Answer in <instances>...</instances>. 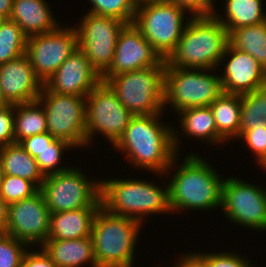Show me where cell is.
I'll return each mask as SVG.
<instances>
[{
    "instance_id": "1",
    "label": "cell",
    "mask_w": 266,
    "mask_h": 267,
    "mask_svg": "<svg viewBox=\"0 0 266 267\" xmlns=\"http://www.w3.org/2000/svg\"><path fill=\"white\" fill-rule=\"evenodd\" d=\"M160 114L133 116L114 147L125 152L130 163L156 173H167L173 166L179 133L159 122ZM176 133H175V132ZM178 143V144H177ZM177 149V150H176Z\"/></svg>"
},
{
    "instance_id": "2",
    "label": "cell",
    "mask_w": 266,
    "mask_h": 267,
    "mask_svg": "<svg viewBox=\"0 0 266 267\" xmlns=\"http://www.w3.org/2000/svg\"><path fill=\"white\" fill-rule=\"evenodd\" d=\"M175 50L166 64L180 68L208 69L218 67L229 43L228 32L212 14L190 17Z\"/></svg>"
},
{
    "instance_id": "3",
    "label": "cell",
    "mask_w": 266,
    "mask_h": 267,
    "mask_svg": "<svg viewBox=\"0 0 266 267\" xmlns=\"http://www.w3.org/2000/svg\"><path fill=\"white\" fill-rule=\"evenodd\" d=\"M175 172L168 183L171 211L221 207L224 179L202 157L187 156Z\"/></svg>"
},
{
    "instance_id": "4",
    "label": "cell",
    "mask_w": 266,
    "mask_h": 267,
    "mask_svg": "<svg viewBox=\"0 0 266 267\" xmlns=\"http://www.w3.org/2000/svg\"><path fill=\"white\" fill-rule=\"evenodd\" d=\"M100 182L101 206L112 214L142 223V218L149 213L171 212L168 186L162 190L149 181L139 179H106Z\"/></svg>"
},
{
    "instance_id": "5",
    "label": "cell",
    "mask_w": 266,
    "mask_h": 267,
    "mask_svg": "<svg viewBox=\"0 0 266 267\" xmlns=\"http://www.w3.org/2000/svg\"><path fill=\"white\" fill-rule=\"evenodd\" d=\"M142 223L108 212L100 206L91 228L98 267H132Z\"/></svg>"
},
{
    "instance_id": "6",
    "label": "cell",
    "mask_w": 266,
    "mask_h": 267,
    "mask_svg": "<svg viewBox=\"0 0 266 267\" xmlns=\"http://www.w3.org/2000/svg\"><path fill=\"white\" fill-rule=\"evenodd\" d=\"M166 62L141 70L102 78L123 106L134 116L161 114L164 108V71Z\"/></svg>"
},
{
    "instance_id": "7",
    "label": "cell",
    "mask_w": 266,
    "mask_h": 267,
    "mask_svg": "<svg viewBox=\"0 0 266 267\" xmlns=\"http://www.w3.org/2000/svg\"><path fill=\"white\" fill-rule=\"evenodd\" d=\"M185 10L167 0L144 1L137 4L133 24L155 51L166 60L175 50L186 27ZM184 25V26H183Z\"/></svg>"
},
{
    "instance_id": "8",
    "label": "cell",
    "mask_w": 266,
    "mask_h": 267,
    "mask_svg": "<svg viewBox=\"0 0 266 267\" xmlns=\"http://www.w3.org/2000/svg\"><path fill=\"white\" fill-rule=\"evenodd\" d=\"M205 71L208 69L180 68L166 64L164 108L170 104L176 112H180L183 109L209 106L218 98L223 93L220 76Z\"/></svg>"
},
{
    "instance_id": "9",
    "label": "cell",
    "mask_w": 266,
    "mask_h": 267,
    "mask_svg": "<svg viewBox=\"0 0 266 267\" xmlns=\"http://www.w3.org/2000/svg\"><path fill=\"white\" fill-rule=\"evenodd\" d=\"M38 100L42 104L47 132L73 147L86 144V97L56 94L44 85Z\"/></svg>"
},
{
    "instance_id": "10",
    "label": "cell",
    "mask_w": 266,
    "mask_h": 267,
    "mask_svg": "<svg viewBox=\"0 0 266 267\" xmlns=\"http://www.w3.org/2000/svg\"><path fill=\"white\" fill-rule=\"evenodd\" d=\"M50 213L101 205V182H91L70 167L66 171L46 176L40 188Z\"/></svg>"
},
{
    "instance_id": "11",
    "label": "cell",
    "mask_w": 266,
    "mask_h": 267,
    "mask_svg": "<svg viewBox=\"0 0 266 267\" xmlns=\"http://www.w3.org/2000/svg\"><path fill=\"white\" fill-rule=\"evenodd\" d=\"M133 116L111 87L101 81L86 96V144L92 141L95 132H101L114 146Z\"/></svg>"
},
{
    "instance_id": "12",
    "label": "cell",
    "mask_w": 266,
    "mask_h": 267,
    "mask_svg": "<svg viewBox=\"0 0 266 267\" xmlns=\"http://www.w3.org/2000/svg\"><path fill=\"white\" fill-rule=\"evenodd\" d=\"M125 25L117 18L87 12L76 28L79 48L100 75L110 67L118 36Z\"/></svg>"
},
{
    "instance_id": "13",
    "label": "cell",
    "mask_w": 266,
    "mask_h": 267,
    "mask_svg": "<svg viewBox=\"0 0 266 267\" xmlns=\"http://www.w3.org/2000/svg\"><path fill=\"white\" fill-rule=\"evenodd\" d=\"M78 47L76 27H58L48 33L27 37L25 54L35 75L44 84Z\"/></svg>"
},
{
    "instance_id": "14",
    "label": "cell",
    "mask_w": 266,
    "mask_h": 267,
    "mask_svg": "<svg viewBox=\"0 0 266 267\" xmlns=\"http://www.w3.org/2000/svg\"><path fill=\"white\" fill-rule=\"evenodd\" d=\"M221 208L227 218L245 227L266 230V191L238 178L222 184Z\"/></svg>"
},
{
    "instance_id": "15",
    "label": "cell",
    "mask_w": 266,
    "mask_h": 267,
    "mask_svg": "<svg viewBox=\"0 0 266 267\" xmlns=\"http://www.w3.org/2000/svg\"><path fill=\"white\" fill-rule=\"evenodd\" d=\"M50 211L41 190L9 205L5 234L26 244L40 243L49 236Z\"/></svg>"
},
{
    "instance_id": "16",
    "label": "cell",
    "mask_w": 266,
    "mask_h": 267,
    "mask_svg": "<svg viewBox=\"0 0 266 267\" xmlns=\"http://www.w3.org/2000/svg\"><path fill=\"white\" fill-rule=\"evenodd\" d=\"M164 61L140 30L133 23H129L122 28L112 63L101 77L111 78L124 72L160 66Z\"/></svg>"
},
{
    "instance_id": "17",
    "label": "cell",
    "mask_w": 266,
    "mask_h": 267,
    "mask_svg": "<svg viewBox=\"0 0 266 267\" xmlns=\"http://www.w3.org/2000/svg\"><path fill=\"white\" fill-rule=\"evenodd\" d=\"M101 81V75L78 47L43 85L56 94L86 97Z\"/></svg>"
},
{
    "instance_id": "18",
    "label": "cell",
    "mask_w": 266,
    "mask_h": 267,
    "mask_svg": "<svg viewBox=\"0 0 266 267\" xmlns=\"http://www.w3.org/2000/svg\"><path fill=\"white\" fill-rule=\"evenodd\" d=\"M43 88L26 54L0 65V93L3 104L38 100Z\"/></svg>"
},
{
    "instance_id": "19",
    "label": "cell",
    "mask_w": 266,
    "mask_h": 267,
    "mask_svg": "<svg viewBox=\"0 0 266 267\" xmlns=\"http://www.w3.org/2000/svg\"><path fill=\"white\" fill-rule=\"evenodd\" d=\"M230 54V55H229ZM230 59L220 76L222 89L228 94H245L266 86V70L248 53L233 48L229 43L223 59Z\"/></svg>"
},
{
    "instance_id": "20",
    "label": "cell",
    "mask_w": 266,
    "mask_h": 267,
    "mask_svg": "<svg viewBox=\"0 0 266 267\" xmlns=\"http://www.w3.org/2000/svg\"><path fill=\"white\" fill-rule=\"evenodd\" d=\"M41 246L58 267H80L88 262L92 267H98L91 236L66 240L47 239Z\"/></svg>"
},
{
    "instance_id": "21",
    "label": "cell",
    "mask_w": 266,
    "mask_h": 267,
    "mask_svg": "<svg viewBox=\"0 0 266 267\" xmlns=\"http://www.w3.org/2000/svg\"><path fill=\"white\" fill-rule=\"evenodd\" d=\"M45 0H14L10 20L27 36L56 30L60 24L53 18Z\"/></svg>"
},
{
    "instance_id": "22",
    "label": "cell",
    "mask_w": 266,
    "mask_h": 267,
    "mask_svg": "<svg viewBox=\"0 0 266 267\" xmlns=\"http://www.w3.org/2000/svg\"><path fill=\"white\" fill-rule=\"evenodd\" d=\"M101 205L50 213L49 236L47 239H80L91 236L94 216Z\"/></svg>"
},
{
    "instance_id": "23",
    "label": "cell",
    "mask_w": 266,
    "mask_h": 267,
    "mask_svg": "<svg viewBox=\"0 0 266 267\" xmlns=\"http://www.w3.org/2000/svg\"><path fill=\"white\" fill-rule=\"evenodd\" d=\"M0 158L4 175L27 179L41 188L45 177L40 172L35 158L31 157L19 143L0 147Z\"/></svg>"
},
{
    "instance_id": "24",
    "label": "cell",
    "mask_w": 266,
    "mask_h": 267,
    "mask_svg": "<svg viewBox=\"0 0 266 267\" xmlns=\"http://www.w3.org/2000/svg\"><path fill=\"white\" fill-rule=\"evenodd\" d=\"M217 133L225 140L239 137L241 99L239 94L222 93L210 105Z\"/></svg>"
},
{
    "instance_id": "25",
    "label": "cell",
    "mask_w": 266,
    "mask_h": 267,
    "mask_svg": "<svg viewBox=\"0 0 266 267\" xmlns=\"http://www.w3.org/2000/svg\"><path fill=\"white\" fill-rule=\"evenodd\" d=\"M14 112V143L47 132L45 110L39 100L14 104Z\"/></svg>"
},
{
    "instance_id": "26",
    "label": "cell",
    "mask_w": 266,
    "mask_h": 267,
    "mask_svg": "<svg viewBox=\"0 0 266 267\" xmlns=\"http://www.w3.org/2000/svg\"><path fill=\"white\" fill-rule=\"evenodd\" d=\"M226 18L213 15L226 28L228 34L239 27L257 25L266 21L262 0H226Z\"/></svg>"
},
{
    "instance_id": "27",
    "label": "cell",
    "mask_w": 266,
    "mask_h": 267,
    "mask_svg": "<svg viewBox=\"0 0 266 267\" xmlns=\"http://www.w3.org/2000/svg\"><path fill=\"white\" fill-rule=\"evenodd\" d=\"M228 40L233 48L250 54L266 70V21L236 28L228 34Z\"/></svg>"
},
{
    "instance_id": "28",
    "label": "cell",
    "mask_w": 266,
    "mask_h": 267,
    "mask_svg": "<svg viewBox=\"0 0 266 267\" xmlns=\"http://www.w3.org/2000/svg\"><path fill=\"white\" fill-rule=\"evenodd\" d=\"M181 116V128L185 134L205 139L213 143L225 142L217 133L215 119L210 106L183 109L178 112Z\"/></svg>"
},
{
    "instance_id": "29",
    "label": "cell",
    "mask_w": 266,
    "mask_h": 267,
    "mask_svg": "<svg viewBox=\"0 0 266 267\" xmlns=\"http://www.w3.org/2000/svg\"><path fill=\"white\" fill-rule=\"evenodd\" d=\"M240 130L266 129V86L241 94Z\"/></svg>"
},
{
    "instance_id": "30",
    "label": "cell",
    "mask_w": 266,
    "mask_h": 267,
    "mask_svg": "<svg viewBox=\"0 0 266 267\" xmlns=\"http://www.w3.org/2000/svg\"><path fill=\"white\" fill-rule=\"evenodd\" d=\"M26 41L27 36L21 27L6 19L0 28V65L25 54Z\"/></svg>"
},
{
    "instance_id": "31",
    "label": "cell",
    "mask_w": 266,
    "mask_h": 267,
    "mask_svg": "<svg viewBox=\"0 0 266 267\" xmlns=\"http://www.w3.org/2000/svg\"><path fill=\"white\" fill-rule=\"evenodd\" d=\"M89 2L93 7L88 13L114 17L126 24L133 23L138 4L135 0H89Z\"/></svg>"
},
{
    "instance_id": "32",
    "label": "cell",
    "mask_w": 266,
    "mask_h": 267,
    "mask_svg": "<svg viewBox=\"0 0 266 267\" xmlns=\"http://www.w3.org/2000/svg\"><path fill=\"white\" fill-rule=\"evenodd\" d=\"M39 190L32 181L18 176L4 175L0 185V197L10 205L33 196Z\"/></svg>"
},
{
    "instance_id": "33",
    "label": "cell",
    "mask_w": 266,
    "mask_h": 267,
    "mask_svg": "<svg viewBox=\"0 0 266 267\" xmlns=\"http://www.w3.org/2000/svg\"><path fill=\"white\" fill-rule=\"evenodd\" d=\"M73 146L67 141L61 139H54L49 147L45 148L35 160L38 164L40 172L44 177L66 171L70 167H57L64 150L72 148ZM61 167V168H60Z\"/></svg>"
},
{
    "instance_id": "34",
    "label": "cell",
    "mask_w": 266,
    "mask_h": 267,
    "mask_svg": "<svg viewBox=\"0 0 266 267\" xmlns=\"http://www.w3.org/2000/svg\"><path fill=\"white\" fill-rule=\"evenodd\" d=\"M28 246L13 236L0 234V267H20Z\"/></svg>"
},
{
    "instance_id": "35",
    "label": "cell",
    "mask_w": 266,
    "mask_h": 267,
    "mask_svg": "<svg viewBox=\"0 0 266 267\" xmlns=\"http://www.w3.org/2000/svg\"><path fill=\"white\" fill-rule=\"evenodd\" d=\"M205 267H252L250 261L234 253H193Z\"/></svg>"
},
{
    "instance_id": "36",
    "label": "cell",
    "mask_w": 266,
    "mask_h": 267,
    "mask_svg": "<svg viewBox=\"0 0 266 267\" xmlns=\"http://www.w3.org/2000/svg\"><path fill=\"white\" fill-rule=\"evenodd\" d=\"M14 143V104L0 105V147Z\"/></svg>"
},
{
    "instance_id": "37",
    "label": "cell",
    "mask_w": 266,
    "mask_h": 267,
    "mask_svg": "<svg viewBox=\"0 0 266 267\" xmlns=\"http://www.w3.org/2000/svg\"><path fill=\"white\" fill-rule=\"evenodd\" d=\"M246 141L260 162L266 156V129L240 130L238 137Z\"/></svg>"
},
{
    "instance_id": "38",
    "label": "cell",
    "mask_w": 266,
    "mask_h": 267,
    "mask_svg": "<svg viewBox=\"0 0 266 267\" xmlns=\"http://www.w3.org/2000/svg\"><path fill=\"white\" fill-rule=\"evenodd\" d=\"M185 11H190L191 16H209L214 13L213 0H167Z\"/></svg>"
},
{
    "instance_id": "39",
    "label": "cell",
    "mask_w": 266,
    "mask_h": 267,
    "mask_svg": "<svg viewBox=\"0 0 266 267\" xmlns=\"http://www.w3.org/2000/svg\"><path fill=\"white\" fill-rule=\"evenodd\" d=\"M54 139L48 132H45L27 137L19 144L31 157L36 158L45 148L49 147Z\"/></svg>"
},
{
    "instance_id": "40",
    "label": "cell",
    "mask_w": 266,
    "mask_h": 267,
    "mask_svg": "<svg viewBox=\"0 0 266 267\" xmlns=\"http://www.w3.org/2000/svg\"><path fill=\"white\" fill-rule=\"evenodd\" d=\"M20 267H58L43 250L26 252Z\"/></svg>"
},
{
    "instance_id": "41",
    "label": "cell",
    "mask_w": 266,
    "mask_h": 267,
    "mask_svg": "<svg viewBox=\"0 0 266 267\" xmlns=\"http://www.w3.org/2000/svg\"><path fill=\"white\" fill-rule=\"evenodd\" d=\"M174 267H205V265L193 253H188Z\"/></svg>"
},
{
    "instance_id": "42",
    "label": "cell",
    "mask_w": 266,
    "mask_h": 267,
    "mask_svg": "<svg viewBox=\"0 0 266 267\" xmlns=\"http://www.w3.org/2000/svg\"><path fill=\"white\" fill-rule=\"evenodd\" d=\"M9 205L0 197V234H5L8 223Z\"/></svg>"
},
{
    "instance_id": "43",
    "label": "cell",
    "mask_w": 266,
    "mask_h": 267,
    "mask_svg": "<svg viewBox=\"0 0 266 267\" xmlns=\"http://www.w3.org/2000/svg\"><path fill=\"white\" fill-rule=\"evenodd\" d=\"M14 0H0V15L9 19L12 13Z\"/></svg>"
},
{
    "instance_id": "44",
    "label": "cell",
    "mask_w": 266,
    "mask_h": 267,
    "mask_svg": "<svg viewBox=\"0 0 266 267\" xmlns=\"http://www.w3.org/2000/svg\"><path fill=\"white\" fill-rule=\"evenodd\" d=\"M4 173H3V166H2V162H1V158H0V185L3 179Z\"/></svg>"
},
{
    "instance_id": "45",
    "label": "cell",
    "mask_w": 266,
    "mask_h": 267,
    "mask_svg": "<svg viewBox=\"0 0 266 267\" xmlns=\"http://www.w3.org/2000/svg\"><path fill=\"white\" fill-rule=\"evenodd\" d=\"M259 164L263 166V168H266V156L259 162Z\"/></svg>"
},
{
    "instance_id": "46",
    "label": "cell",
    "mask_w": 266,
    "mask_h": 267,
    "mask_svg": "<svg viewBox=\"0 0 266 267\" xmlns=\"http://www.w3.org/2000/svg\"><path fill=\"white\" fill-rule=\"evenodd\" d=\"M5 20H6V18L3 17L2 15H0V28H1V26L4 23Z\"/></svg>"
},
{
    "instance_id": "47",
    "label": "cell",
    "mask_w": 266,
    "mask_h": 267,
    "mask_svg": "<svg viewBox=\"0 0 266 267\" xmlns=\"http://www.w3.org/2000/svg\"><path fill=\"white\" fill-rule=\"evenodd\" d=\"M137 3H141V2H144V1H152V0H135Z\"/></svg>"
},
{
    "instance_id": "48",
    "label": "cell",
    "mask_w": 266,
    "mask_h": 267,
    "mask_svg": "<svg viewBox=\"0 0 266 267\" xmlns=\"http://www.w3.org/2000/svg\"><path fill=\"white\" fill-rule=\"evenodd\" d=\"M0 105H2V95L0 93Z\"/></svg>"
}]
</instances>
